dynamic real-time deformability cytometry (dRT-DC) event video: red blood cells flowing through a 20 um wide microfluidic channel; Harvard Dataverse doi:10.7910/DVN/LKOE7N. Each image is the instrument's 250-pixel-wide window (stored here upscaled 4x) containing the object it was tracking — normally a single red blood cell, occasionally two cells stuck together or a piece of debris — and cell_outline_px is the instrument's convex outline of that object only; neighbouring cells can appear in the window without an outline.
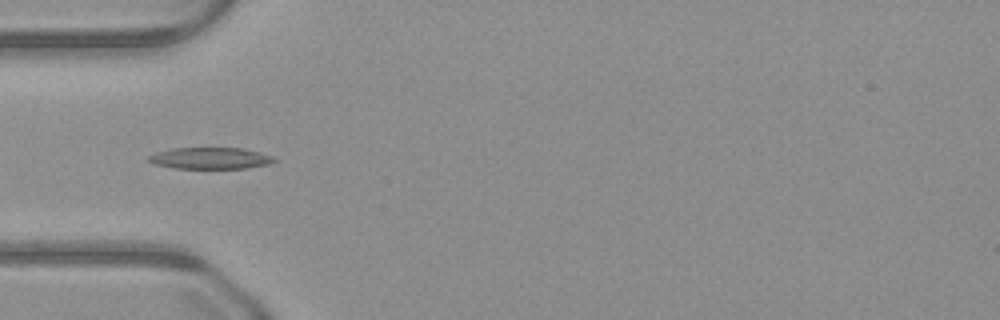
{"species": "common noctule bat (a hibernating species)", "species_latin": "Nyctalus noctula", "temperature_condition": "warm", "stored_images_in_passage": 48, "camera_frame_rate_fps": 3000, "um_per_image_px": 0.085, "animal": {"sex": "male", "body_mass_g": 23.1, "forearm_length_mm": 52.7}, "frame": {"image": 1, "passage_image": 16, "time_ms": 5.0, "image_size_px": [1000, 320], "cell_outline_px": [[276, 160], [268, 164], [248, 168], [172, 168], [156, 164], [148, 160], [148, 156], [156, 152], [172, 148], [240, 148], [260, 152], [272, 156]], "centroid_in_image_um": [17.87, 13.44], "position_along_channel_um": 67.1, "area_um2": 15.61}}
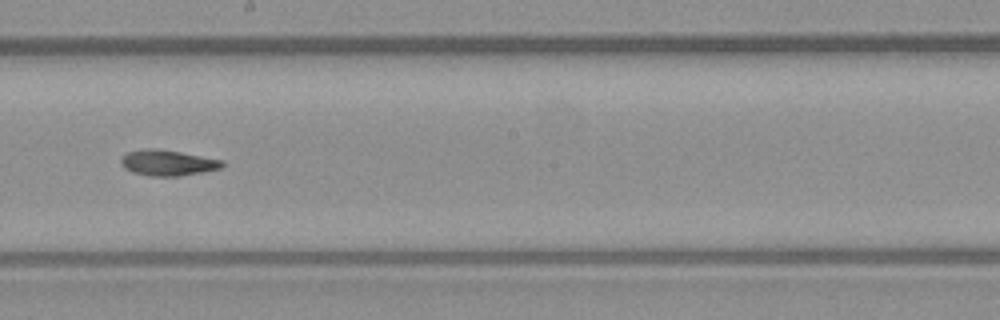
{"frame": {"image": 2, "passage_image": 28, "time_ms": 9.0, "image_size_px": [1000, 320], "cell_outline_px": [[224, 164], [220, 168], [180, 176], [148, 176], [132, 172], [124, 168], [120, 164], [120, 160], [128, 152], [144, 148], [156, 148], [180, 152], [224, 160]], "centroid_in_image_um": [14.22, 13.83], "position_along_channel_um": 234.0, "area_um2": 15.14}}
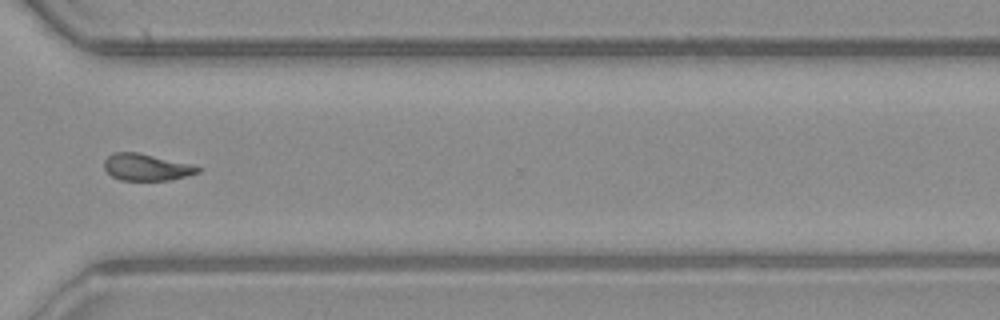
{"frame": {"image": 3, "passage_image": 37, "time_ms": 12.0, "image_size_px": [1000, 320], "cell_outline_px": [[204, 168], [200, 172], [188, 176], [168, 180], [120, 180], [112, 176], [104, 168], [104, 160], [112, 152], [136, 152], [192, 164]], "centroid_in_image_um": [12.47, 14.21], "position_along_channel_um": 358.1, "area_um2": 14.68}}